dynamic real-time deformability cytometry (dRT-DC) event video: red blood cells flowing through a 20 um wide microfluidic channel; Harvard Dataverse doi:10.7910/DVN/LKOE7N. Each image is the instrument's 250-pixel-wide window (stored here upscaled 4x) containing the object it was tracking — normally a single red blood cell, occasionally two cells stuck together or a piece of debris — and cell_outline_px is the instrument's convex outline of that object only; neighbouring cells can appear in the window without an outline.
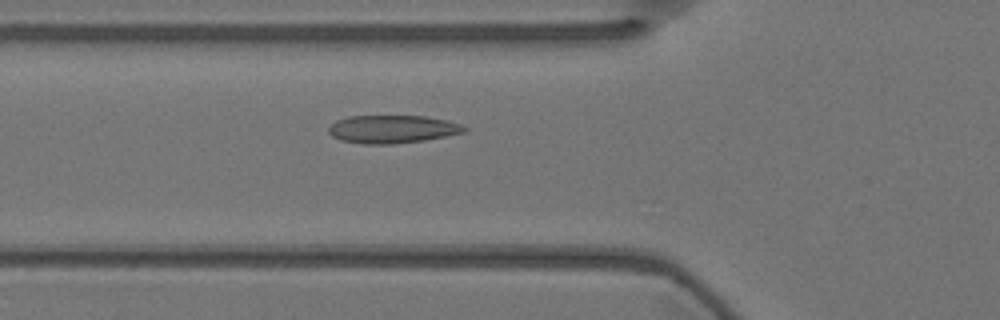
{"species": "Egyptian fruit bat (a non-hibernating species)", "species_latin": "Rousettus aegyptiacus", "temperature_condition": "warm", "stored_images_in_passage": 56, "camera_frame_rate_fps": 3000, "um_per_image_px": 0.085, "animal": {"sex": "female"}, "frame": {"image": 1, "passage_image": 19, "time_ms": 6.0, "image_size_px": [1000, 320], "cell_outline_px": [[468, 132], [424, 140], [392, 144], [364, 144], [340, 140], [332, 136], [328, 132], [328, 128], [336, 120], [348, 116], [424, 116], [448, 120], [460, 124], [468, 128]], "centroid_in_image_um": [33.37, 10.98], "position_along_channel_um": 92.4, "area_um2": 22.25}}
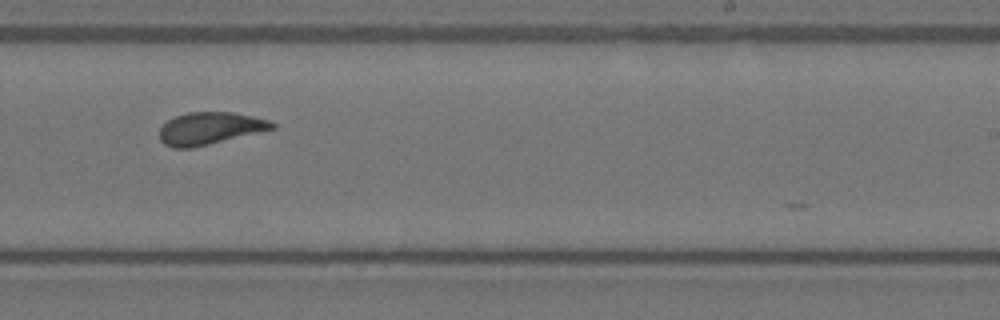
{"frame": {"image": 2, "passage_image": 34, "time_ms": 11.0, "image_size_px": [1000, 320], "cell_outline_px": [[276, 128], [192, 148], [172, 148], [164, 144], [160, 140], [160, 128], [168, 120], [176, 116], [188, 112], [232, 112], [252, 116], [268, 120], [276, 124]], "centroid_in_image_um": [17.82, 10.91], "position_along_channel_um": 271.2, "area_um2": 21.04}}
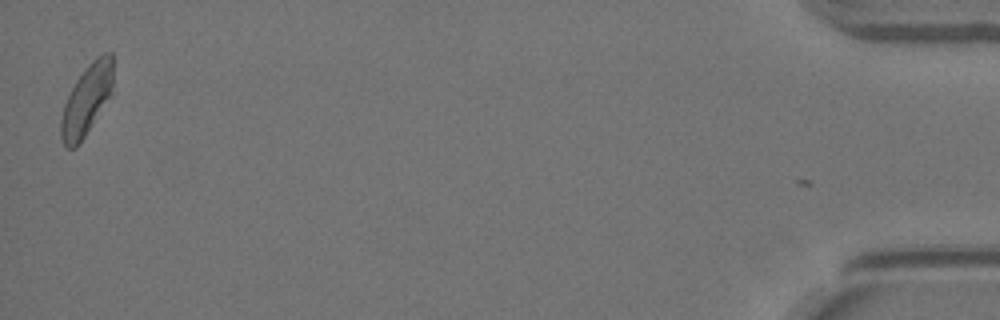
{"frame": {"image": 3, "passage_image": 55, "time_ms": 18.0, "image_size_px": [1000, 320], "cell_outline_px": [[112, 96], [76, 148], [64, 148], [60, 136], [60, 120], [64, 104], [76, 80], [84, 68], [96, 56], [104, 52], [112, 52]], "centroid_in_image_um": [7.36, 8.5], "position_along_channel_um": 427.8, "area_um2": 21.68}, "authors_computed_cell_mechanics": {"area_um2": 21.7906, "velocity_mm_per_s": 3.5752, "shape_relaxation_time_tau1_ms": 3.3989, "shape_relaxation_time_tau2_ms": 1.1305, "deformation_change_tau1": 0.1132, "deformation_change_tau2": 0.0471}}